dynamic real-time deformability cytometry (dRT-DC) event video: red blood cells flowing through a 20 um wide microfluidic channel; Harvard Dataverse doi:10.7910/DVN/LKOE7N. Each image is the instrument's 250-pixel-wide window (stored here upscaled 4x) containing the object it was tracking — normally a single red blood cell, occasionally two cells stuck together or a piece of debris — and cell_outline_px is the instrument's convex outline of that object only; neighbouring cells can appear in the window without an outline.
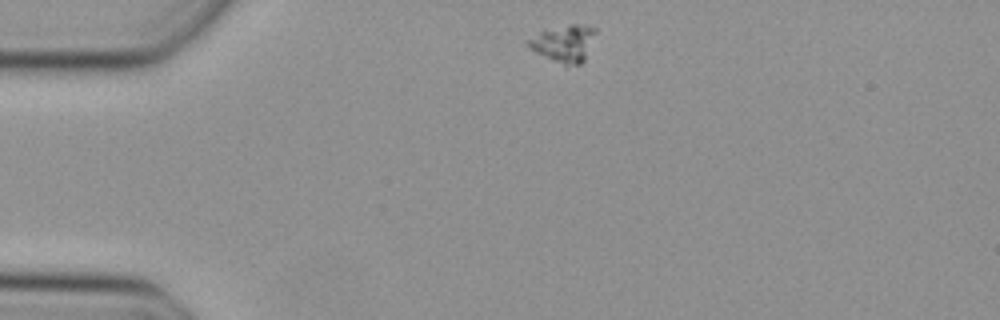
{"species": "Egyptian fruit bat (a non-hibernating species)", "species_latin": "Rousettus aegyptiacus", "temperature_condition": "cold", "stored_images_in_passage": 41, "camera_frame_rate_fps": 3000, "um_per_image_px": 0.085, "animal": {"sex": "female"}, "frame": {"image": 1, "passage_image": 1, "time_ms": 0.0, "image_size_px": [1000, 320], "cell_outline_px": [[596, 32], [584, 60], [580, 64], [564, 68], [528, 48], [524, 44], [524, 40], [540, 32], [572, 24], [576, 24], [596, 28]], "centroid_in_image_um": [47.87, 3.75], "position_along_channel_um": 37.1, "area_um2": 14.74}}
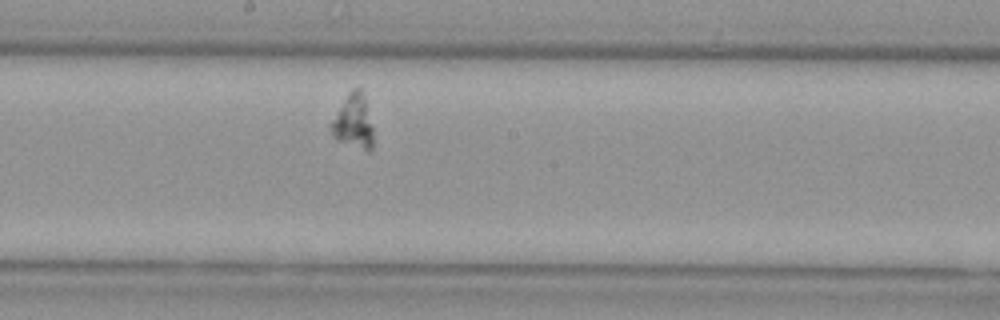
{"frame": {"image": 2, "passage_image": 18, "time_ms": 5.667, "image_size_px": [1000, 320], "cell_outline_px": [[372, 148], [368, 152], [336, 140], [332, 136], [328, 124], [348, 92], [352, 88], [360, 88], [364, 96], [372, 128]], "centroid_in_image_um": [29.99, 10.35], "position_along_channel_um": 218.2, "area_um2": 13.41}}
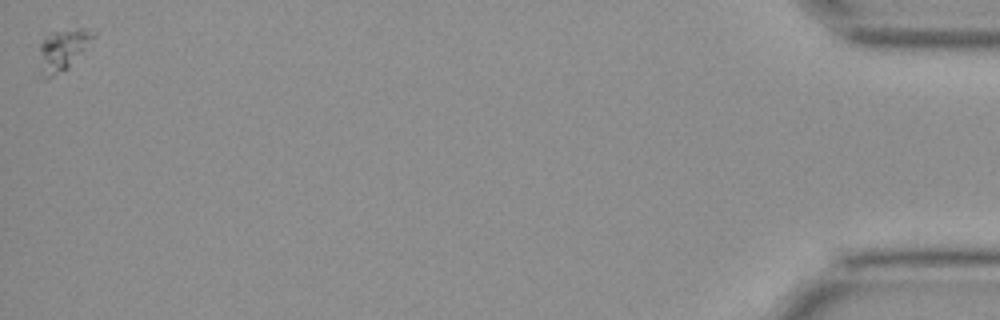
{"frame": {"image": 3, "passage_image": 41, "time_ms": 13.333, "image_size_px": [1000, 320], "cell_outline_px": [[96, 32], [68, 68], [48, 80], [44, 80], [40, 76], [40, 44], [52, 32], [80, 28], [84, 28]], "centroid_in_image_um": [5.27, 4.29], "position_along_channel_um": 429.9, "area_um2": 12.6}}